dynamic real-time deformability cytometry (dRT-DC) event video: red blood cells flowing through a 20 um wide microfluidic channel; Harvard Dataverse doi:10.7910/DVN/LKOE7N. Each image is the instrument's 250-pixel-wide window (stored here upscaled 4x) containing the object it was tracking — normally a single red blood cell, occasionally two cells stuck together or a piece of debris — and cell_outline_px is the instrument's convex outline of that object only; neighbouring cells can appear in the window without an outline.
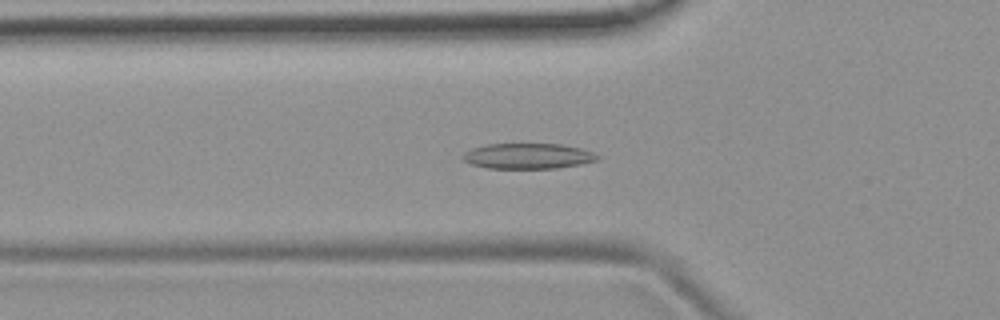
{"species": "common noctule bat (a hibernating species)", "species_latin": "Nyctalus noctula", "temperature_condition": "room temperature", "stored_images_in_passage": 52, "camera_frame_rate_fps": 3000, "um_per_image_px": 0.085, "animal": {"sex": "female", "body_mass_g": 19.9}, "frame": {"image": 1, "passage_image": 17, "time_ms": 5.333, "image_size_px": [1000, 320], "cell_outline_px": [[600, 160], [580, 164], [556, 168], [488, 168], [472, 164], [464, 160], [464, 156], [472, 148], [488, 144], [560, 144], [580, 148], [592, 152], [600, 156]], "centroid_in_image_um": [44.94, 13.26], "position_along_channel_um": 80.9, "area_um2": 19.71}}
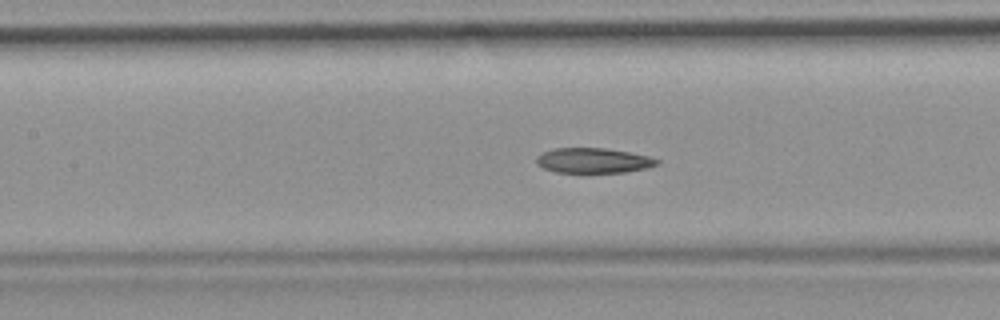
{"frame": {"image": 2, "passage_image": 23, "time_ms": 7.333, "image_size_px": [1000, 320], "cell_outline_px": [[660, 164], [648, 168], [624, 172], [556, 172], [544, 168], [536, 164], [536, 156], [552, 148], [604, 148], [628, 152], [648, 156], [660, 160]], "centroid_in_image_um": [50.44, 13.64], "position_along_channel_um": 157.0, "area_um2": 17.57}}
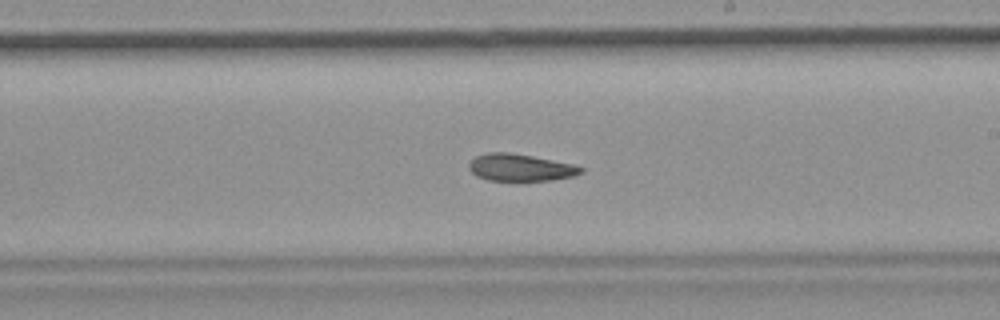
{"frame": {"image": 3, "passage_image": 30, "time_ms": 9.667, "image_size_px": [1000, 320], "cell_outline_px": [[584, 172], [572, 176], [552, 180], [488, 180], [476, 176], [468, 168], [468, 164], [476, 156], [488, 152], [508, 152], [532, 156], [572, 164], [584, 168]], "centroid_in_image_um": [44.21, 14.24], "position_along_channel_um": 244.8, "area_um2": 17.51}, "authors_computed_cell_mechanics": {"area_um2": 19.363, "velocity_mm_per_s": 3.7824, "shape_relaxation_time_tau1_ms": null, "shape_relaxation_time_tau2_ms": 4.604, "deformation_change_tau1": null, "deformation_change_tau2": 0.1146}}